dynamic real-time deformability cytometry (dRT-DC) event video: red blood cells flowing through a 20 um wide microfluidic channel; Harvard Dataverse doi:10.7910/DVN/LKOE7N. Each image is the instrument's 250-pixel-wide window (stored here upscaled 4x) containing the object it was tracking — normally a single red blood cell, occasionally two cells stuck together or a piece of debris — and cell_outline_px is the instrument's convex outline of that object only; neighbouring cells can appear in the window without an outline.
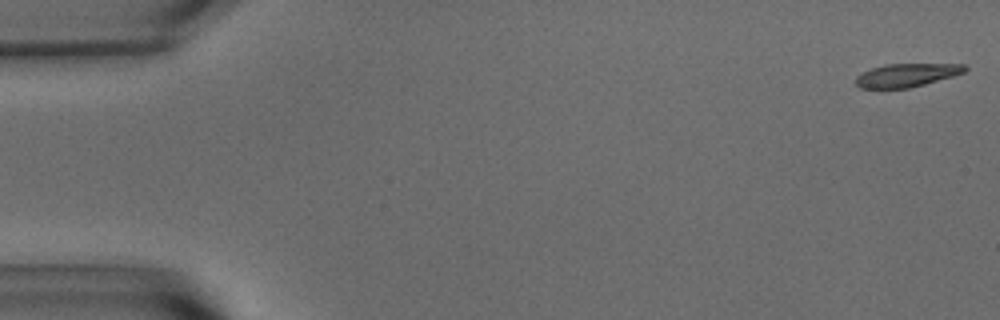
{"species": "common noctule bat (a hibernating species)", "species_latin": "Nyctalus noctula", "temperature_condition": "warm", "stored_images_in_passage": 47, "camera_frame_rate_fps": 3000, "um_per_image_px": 0.085, "animal": {"sex": "male", "body_mass_g": 15.6}, "frame": {"image": 1, "passage_image": 1, "time_ms": 0.0, "image_size_px": [1000, 320], "cell_outline_px": [[968, 68], [964, 72], [952, 76], [924, 84], [908, 88], [860, 88], [856, 84], [856, 76], [872, 68], [884, 64], [964, 64]], "centroid_in_image_um": [77.06, 6.38], "position_along_channel_um": 7.9, "area_um2": 14.62}}
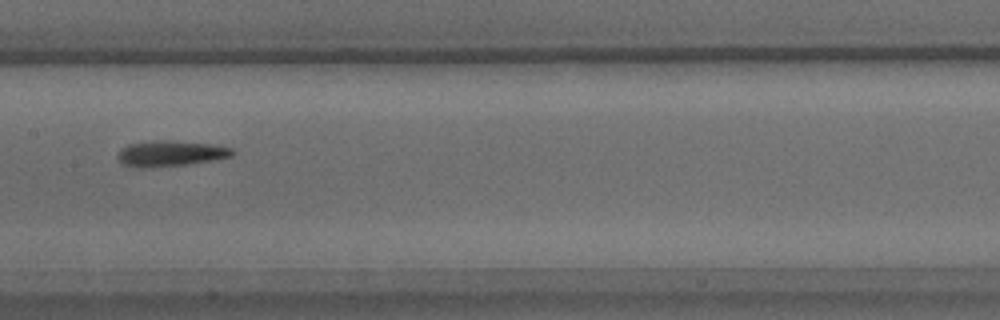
{"frame": {"image": 2, "passage_image": 28, "time_ms": 9.0, "image_size_px": [1000, 320], "cell_outline_px": [[236, 152], [232, 156], [216, 160], [188, 164], [144, 168], [140, 168], [120, 164], [116, 156], [120, 148], [128, 144], [160, 140], [172, 140], [208, 144], [232, 148]], "centroid_in_image_um": [14.46, 13.05], "position_along_channel_um": 192.9, "area_um2": 17.34}}
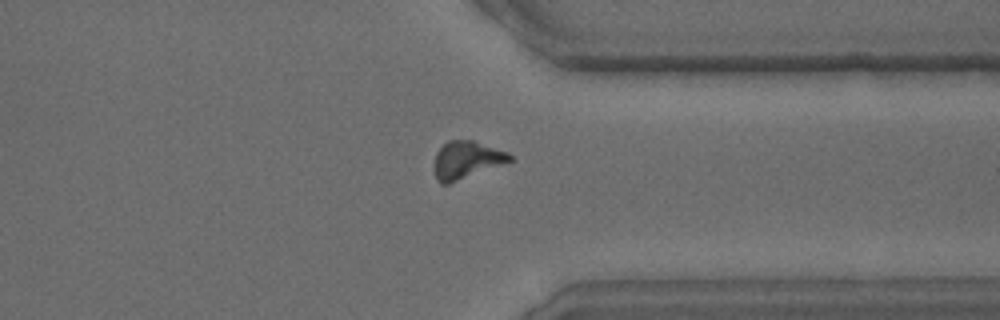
{"frame": {"image": 3, "passage_image": 43, "time_ms": 14.0, "image_size_px": [1000, 320], "cell_outline_px": [[512, 160], [448, 184], [440, 184], [436, 180], [432, 168], [432, 164], [436, 152], [448, 140], [472, 140], [508, 152], [512, 156]], "centroid_in_image_um": [39.57, 13.6], "position_along_channel_um": 371.8, "area_um2": 16.53}, "authors_computed_cell_mechanics": {"area_um2": 16.473, "velocity_mm_per_s": 3.6252, "shape_relaxation_time_tau1_ms": 5.6449, "shape_relaxation_time_tau2_ms": 4.8418, "deformation_change_tau1": 0.1927, "deformation_change_tau2": 0.161}}